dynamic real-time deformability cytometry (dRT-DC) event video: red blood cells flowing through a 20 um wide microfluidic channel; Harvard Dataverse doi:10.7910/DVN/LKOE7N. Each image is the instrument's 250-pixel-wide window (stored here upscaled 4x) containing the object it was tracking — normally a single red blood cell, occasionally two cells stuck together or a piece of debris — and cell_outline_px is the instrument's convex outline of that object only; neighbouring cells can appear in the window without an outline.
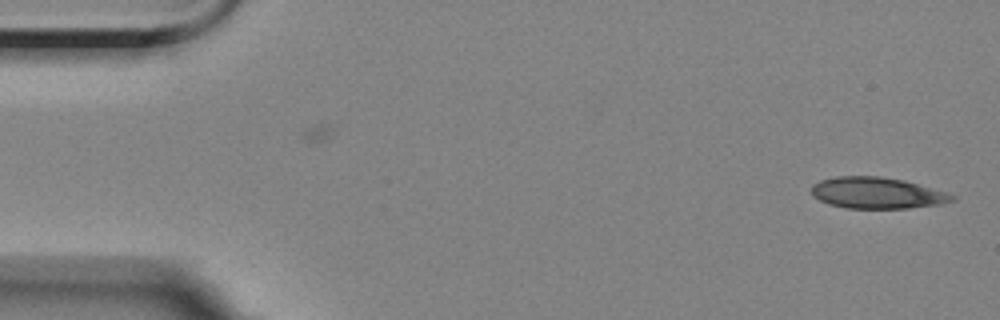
{"species": "Egyptian fruit bat (a non-hibernating species)", "species_latin": "Rousettus aegyptiacus", "temperature_condition": "room temperature", "stored_images_in_passage": 5, "camera_frame_rate_fps": 3000, "um_per_image_px": 0.085, "animal": {"sex": "female"}, "frame": {"image": 1, "passage_image": 1, "time_ms": 0.0, "image_size_px": [1000, 320], "cell_outline_px": [[956, 200], [940, 204], [908, 208], [848, 208], [828, 204], [812, 196], [812, 184], [820, 180], [836, 176], [880, 176], [904, 180], [948, 192], [956, 196]], "centroid_in_image_um": [74.56, 16.39], "position_along_channel_um": 10.4, "area_um2": 25.78}}